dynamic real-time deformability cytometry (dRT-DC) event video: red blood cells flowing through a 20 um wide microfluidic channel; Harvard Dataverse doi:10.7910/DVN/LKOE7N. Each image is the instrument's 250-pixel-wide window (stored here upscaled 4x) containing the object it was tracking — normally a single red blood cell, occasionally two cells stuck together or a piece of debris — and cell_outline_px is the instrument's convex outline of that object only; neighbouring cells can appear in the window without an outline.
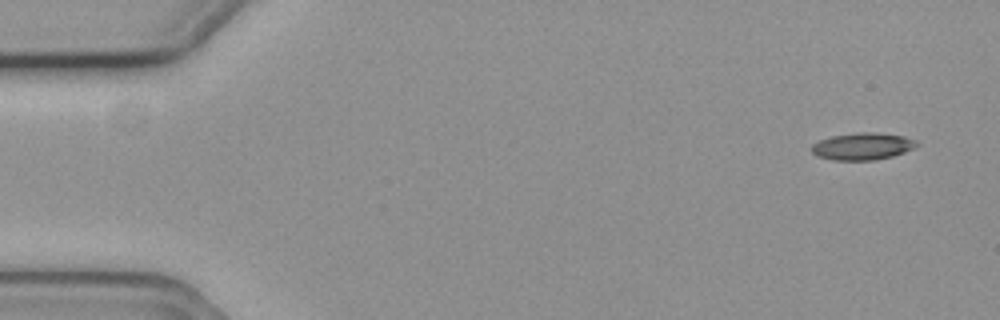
{"species": "common noctule bat (a hibernating species)", "species_latin": "Nyctalus noctula", "temperature_condition": "cold", "stored_images_in_passage": 4, "camera_frame_rate_fps": 3000, "um_per_image_px": 0.085, "animal": {"sex": "female", "body_mass_g": 19.3, "forearm_length_mm": 54.1}, "frame": {"image": 1, "passage_image": 1, "time_ms": 0.0, "image_size_px": [1000, 320], "cell_outline_px": [[920, 144], [916, 148], [892, 156], [876, 160], [832, 160], [816, 156], [812, 152], [812, 144], [820, 140], [832, 136], [856, 132], [876, 132], [904, 136], [916, 140]], "centroid_in_image_um": [73.34, 12.43], "position_along_channel_um": 11.7, "area_um2": 16.76}}